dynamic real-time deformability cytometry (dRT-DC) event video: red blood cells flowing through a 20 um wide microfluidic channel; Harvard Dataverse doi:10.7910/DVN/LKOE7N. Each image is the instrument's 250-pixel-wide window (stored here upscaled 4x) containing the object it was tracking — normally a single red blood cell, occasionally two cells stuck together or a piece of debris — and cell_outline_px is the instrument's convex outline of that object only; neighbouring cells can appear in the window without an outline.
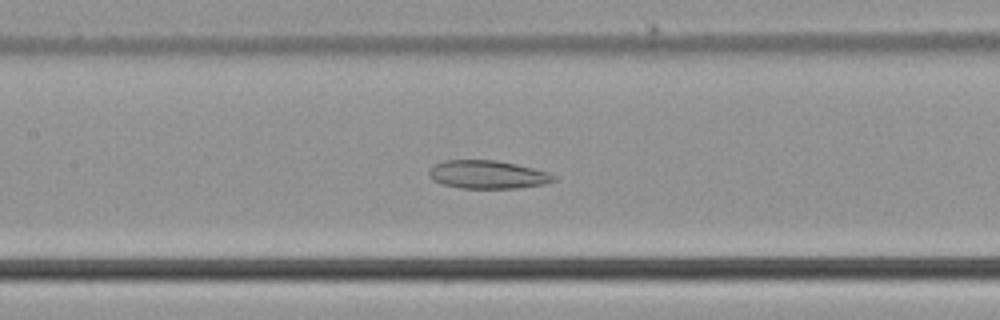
{"species": "common noctule bat (a hibernating species)", "species_latin": "Nyctalus noctula", "temperature_condition": "cold", "stored_images_in_passage": 51, "camera_frame_rate_fps": 3000, "um_per_image_px": 0.085, "animal": {"sex": "male", "body_mass_g": 21.5, "forearm_length_mm": 52.0}, "frame": {"image": 1, "passage_image": 24, "time_ms": 7.667, "image_size_px": [1000, 320], "cell_outline_px": [[556, 180], [548, 184], [516, 188], [460, 188], [444, 184], [432, 180], [428, 176], [428, 172], [436, 164], [444, 160], [496, 160], [516, 164], [548, 172], [556, 176]], "centroid_in_image_um": [41.47, 14.84], "position_along_channel_um": 165.9, "area_um2": 20.52}}
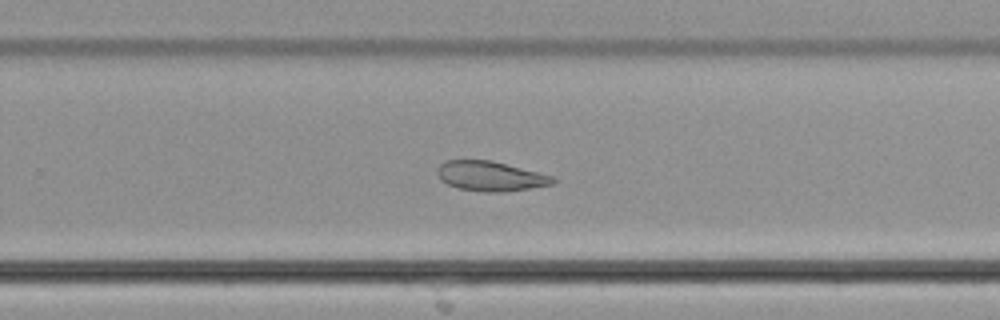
{"frame": {"image": 2, "passage_image": 33, "time_ms": 10.667, "image_size_px": [1000, 320], "cell_outline_px": [[556, 180], [552, 184], [504, 192], [488, 192], [456, 188], [440, 180], [436, 172], [440, 164], [444, 160], [492, 160], [552, 176]], "centroid_in_image_um": [41.63, 14.97], "position_along_channel_um": 288.2, "area_um2": 19.94}}
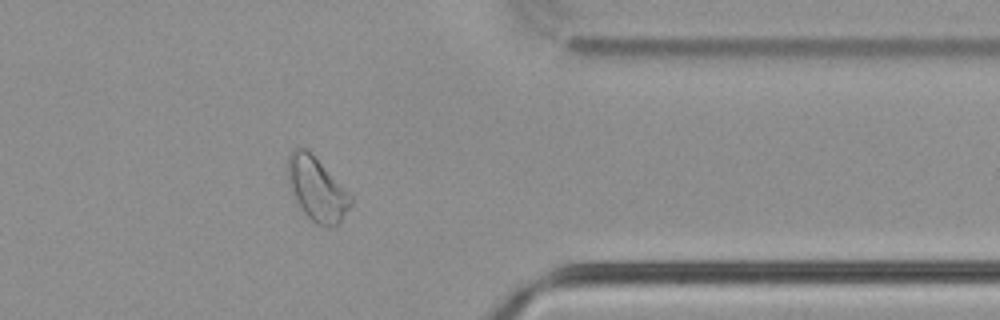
{"frame": {"image": 3, "passage_image": 41, "time_ms": 13.333, "image_size_px": [1000, 320], "cell_outline_px": [[352, 204], [340, 220], [336, 224], [316, 224], [304, 212], [296, 200], [288, 180], [288, 156], [292, 148], [304, 148], [352, 196]], "centroid_in_image_um": [26.91, 16.06], "position_along_channel_um": 384.5, "area_um2": 22.08}}